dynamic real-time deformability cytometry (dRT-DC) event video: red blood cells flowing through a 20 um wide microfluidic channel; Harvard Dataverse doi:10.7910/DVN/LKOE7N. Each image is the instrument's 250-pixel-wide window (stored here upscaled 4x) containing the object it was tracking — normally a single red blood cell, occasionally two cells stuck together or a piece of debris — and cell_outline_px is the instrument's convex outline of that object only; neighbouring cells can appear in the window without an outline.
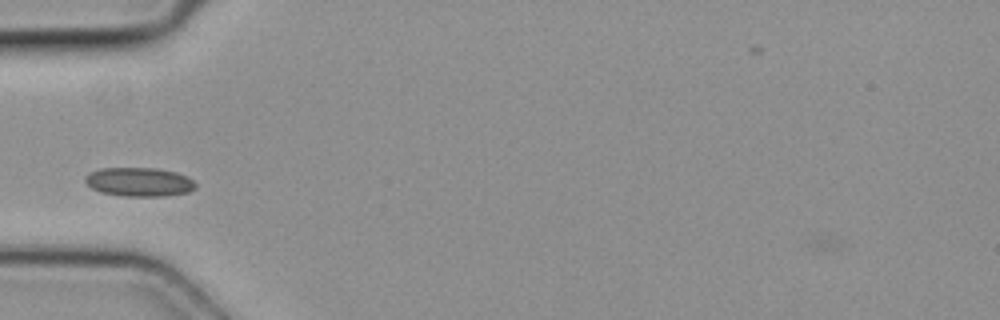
{"species": "common noctule bat (a hibernating species)", "species_latin": "Nyctalus noctula", "temperature_condition": "cold", "stored_images_in_passage": 1, "camera_frame_rate_fps": 3000, "um_per_image_px": 0.085, "animal": {"sex": "female", "body_mass_g": 19.3, "forearm_length_mm": 54.1}, "frame": {"image": 1, "passage_image": 1, "time_ms": 0.0, "image_size_px": [1000, 320], "cell_outline_px": [[196, 188], [188, 192], [164, 196], [124, 196], [100, 192], [92, 188], [84, 180], [84, 176], [88, 172], [100, 168], [156, 168], [176, 172], [188, 176], [196, 184]], "centroid_in_image_um": [11.82, 15.46], "position_along_channel_um": 73.2, "area_um2": 18.73}}